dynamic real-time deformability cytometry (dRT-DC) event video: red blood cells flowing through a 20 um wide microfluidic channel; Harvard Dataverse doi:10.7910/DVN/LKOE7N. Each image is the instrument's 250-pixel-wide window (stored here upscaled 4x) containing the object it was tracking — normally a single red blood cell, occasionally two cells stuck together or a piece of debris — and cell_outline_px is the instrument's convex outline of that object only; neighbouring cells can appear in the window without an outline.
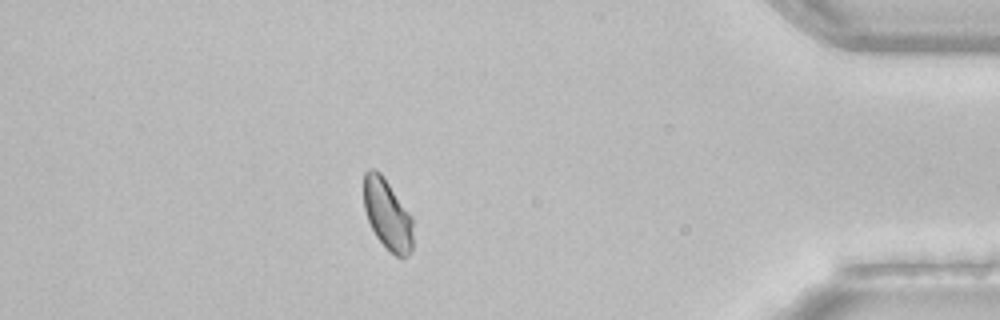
{"species": "common noctule bat (a hibernating species)", "species_latin": "Nyctalus noctula", "temperature_condition": "room temperature", "stored_images_in_passage": 51, "camera_frame_rate_fps": 3000, "um_per_image_px": 0.085, "animal": {"sex": "female", "body_mass_g": 22.7, "forearm_length_mm": 54.2}, "frame": {"image": 1, "passage_image": 44, "time_ms": 14.333, "image_size_px": [1000, 320], "cell_outline_px": [[412, 248], [408, 256], [396, 256], [376, 236], [368, 220], [364, 208], [364, 172], [368, 168], [372, 168], [380, 172], [412, 216]], "centroid_in_image_um": [32.92, 18.19], "position_along_channel_um": 402.3, "area_um2": 19.94}, "authors_computed_cell_mechanics": {"area_um2": 21.0392, "velocity_mm_per_s": 4.0321, "shape_relaxation_time_tau1_ms": 3.5481, "shape_relaxation_time_tau2_ms": 6.9043, "deformation_change_tau1": 0.076, "deformation_change_tau2": 0.0517}}